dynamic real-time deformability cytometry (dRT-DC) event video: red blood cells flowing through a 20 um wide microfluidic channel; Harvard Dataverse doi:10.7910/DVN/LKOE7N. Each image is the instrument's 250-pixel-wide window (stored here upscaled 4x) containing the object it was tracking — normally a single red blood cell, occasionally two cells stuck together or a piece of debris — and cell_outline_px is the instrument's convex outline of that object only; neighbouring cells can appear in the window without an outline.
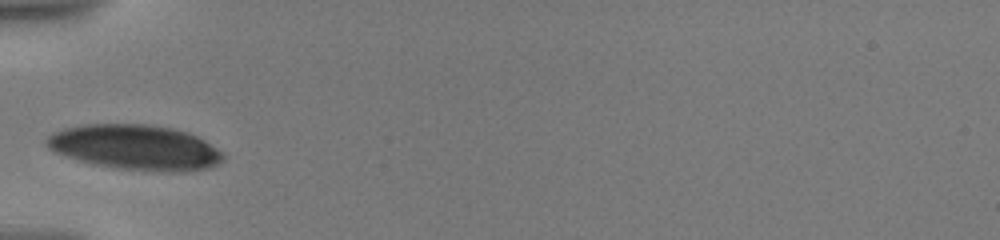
{"species": "human", "species_latin": "Homo sapiens", "temperature_condition": "warm", "stored_images_in_passage": 14, "camera_frame_rate_fps": 3000, "um_per_image_px": 0.085, "donor": {"sex": "male"}, "frame": {"image": 1, "passage_image": 1, "time_ms": 0.0, "image_size_px": [1000, 240], "cell_outline_px": [[224, 160], [220, 164], [208, 168], [184, 172], [156, 172], [112, 168], [92, 164], [52, 152], [48, 148], [44, 140], [52, 132], [64, 128], [84, 124], [144, 124], [172, 128], [188, 132], [204, 140], [216, 148], [224, 156]], "centroid_in_image_um": [11.47, 12.54], "position_along_channel_um": 73.5, "area_um2": 46.93}}
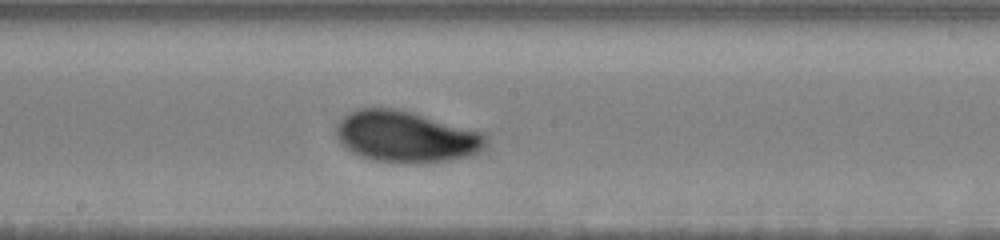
{"frame": {"image": 2, "passage_image": 8, "time_ms": 4.0, "image_size_px": [1000, 240], "cell_outline_px": [[484, 144], [476, 152], [468, 156], [448, 160], [408, 164], [404, 164], [372, 160], [360, 156], [352, 152], [340, 144], [336, 136], [336, 128], [340, 120], [348, 112], [356, 108], [396, 108], [412, 112], [480, 132], [484, 136]], "centroid_in_image_um": [34.4, 11.62], "position_along_channel_um": 213.8, "area_um2": 44.39}}
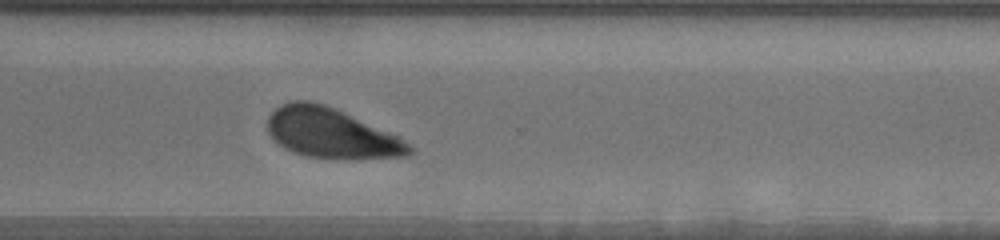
{"frame": {"image": 3, "passage_image": 14, "time_ms": 7.667, "image_size_px": [1000, 240], "cell_outline_px": [[412, 152], [408, 156], [344, 160], [332, 160], [304, 156], [292, 152], [284, 148], [272, 140], [268, 132], [268, 116], [280, 104], [292, 100], [312, 100], [324, 104], [400, 136], [412, 148]], "centroid_in_image_um": [28.13, 11.35], "position_along_channel_um": 342.5, "area_um2": 41.91}}